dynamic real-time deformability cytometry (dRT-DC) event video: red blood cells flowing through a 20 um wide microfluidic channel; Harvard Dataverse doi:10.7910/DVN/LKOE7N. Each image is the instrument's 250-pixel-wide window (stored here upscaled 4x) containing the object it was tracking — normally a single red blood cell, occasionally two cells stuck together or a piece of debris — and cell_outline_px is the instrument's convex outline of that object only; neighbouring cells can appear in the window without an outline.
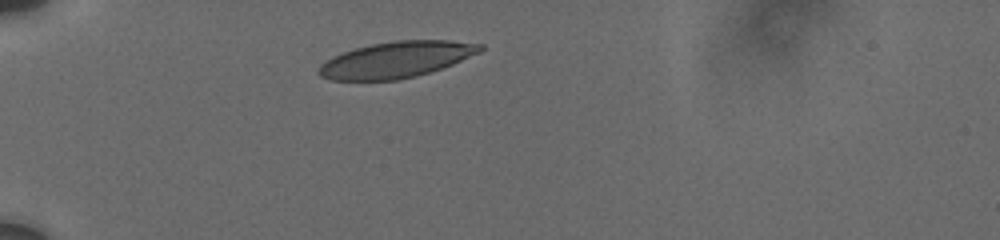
{"species": "human", "species_latin": "Homo sapiens", "temperature_condition": "cold", "stored_images_in_passage": 43, "camera_frame_rate_fps": 3000, "um_per_image_px": 0.085, "donor": {"sex": "male"}, "frame": {"image": 1, "passage_image": 1, "time_ms": 0.0, "image_size_px": [1000, 240], "cell_outline_px": [[484, 48], [480, 52], [452, 64], [416, 76], [396, 80], [332, 80], [320, 76], [316, 72], [320, 64], [332, 56], [356, 48], [372, 44], [396, 40], [448, 40], [484, 44]], "centroid_in_image_um": [33.66, 5.07], "position_along_channel_um": 51.3, "area_um2": 33.81}}
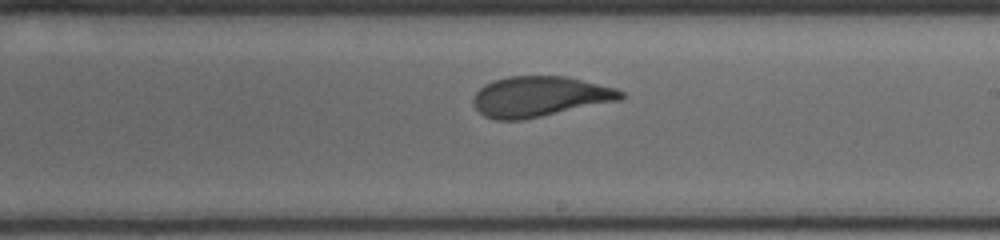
{"frame": {"image": 2, "passage_image": 24, "time_ms": 6.0, "image_size_px": [1000, 240], "cell_outline_px": [[624, 96], [620, 100], [524, 120], [496, 120], [484, 116], [472, 104], [472, 100], [476, 92], [484, 84], [492, 80], [508, 76], [568, 76], [616, 88], [624, 92]], "centroid_in_image_um": [45.86, 8.2], "position_along_channel_um": 243.1, "area_um2": 34.97}}
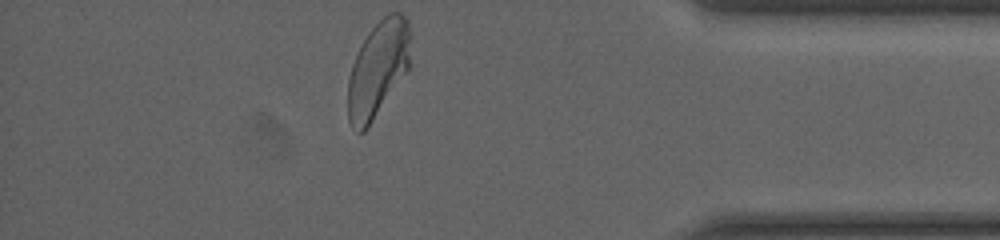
{"frame": {"image": 3, "passage_image": 43, "time_ms": 11.0, "image_size_px": [1000, 240], "cell_outline_px": [[412, 36], [408, 68], [364, 132], [356, 132], [352, 128], [348, 120], [348, 76], [352, 64], [368, 32], [388, 12], [400, 12], [408, 20]], "centroid_in_image_um": [32.13, 5.83], "position_along_channel_um": 403.1, "area_um2": 34.74}, "authors_computed_cell_mechanics": {"area_um2": 34.969, "velocity_mm_per_s": 3.6904, "shape_relaxation_time_tau1_ms": 4.3015, "shape_relaxation_time_tau2_ms": 0.7474, "deformation_change_tau1": 0.1516, "deformation_change_tau2": 0.0579}}